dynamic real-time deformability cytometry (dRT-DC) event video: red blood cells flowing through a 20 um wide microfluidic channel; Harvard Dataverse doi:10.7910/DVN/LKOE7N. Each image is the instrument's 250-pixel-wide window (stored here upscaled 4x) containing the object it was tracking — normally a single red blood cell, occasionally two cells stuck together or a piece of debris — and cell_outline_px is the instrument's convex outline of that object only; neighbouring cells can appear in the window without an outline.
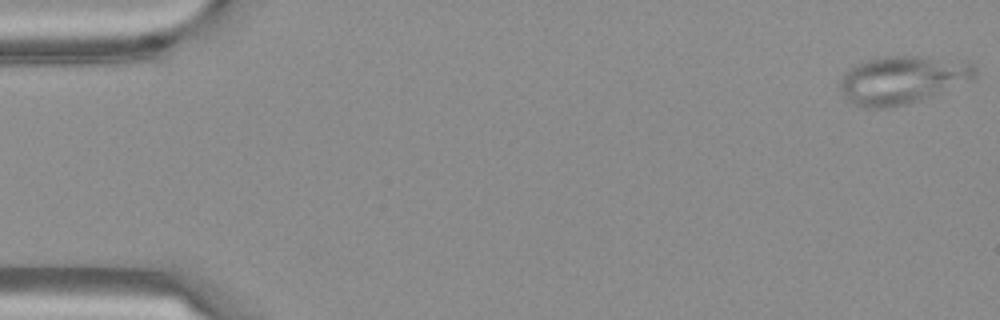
{"species": "Egyptian fruit bat (a non-hibernating species)", "species_latin": "Rousettus aegyptiacus", "temperature_condition": "warm", "stored_images_in_passage": 53, "camera_frame_rate_fps": 3000, "um_per_image_px": 0.085, "frame": {"image": 1, "passage_image": 1, "time_ms": 0.0, "image_size_px": [1000, 320], "cell_outline_px": [[976, 76], [972, 80], [932, 96], [908, 104], [888, 108], [864, 108], [848, 100], [844, 96], [840, 88], [840, 80], [844, 72], [848, 68], [856, 64], [868, 60], [884, 56], [916, 56], [968, 60], [976, 68]], "centroid_in_image_um": [76.72, 6.78], "position_along_channel_um": 8.3, "area_um2": 38.03}}
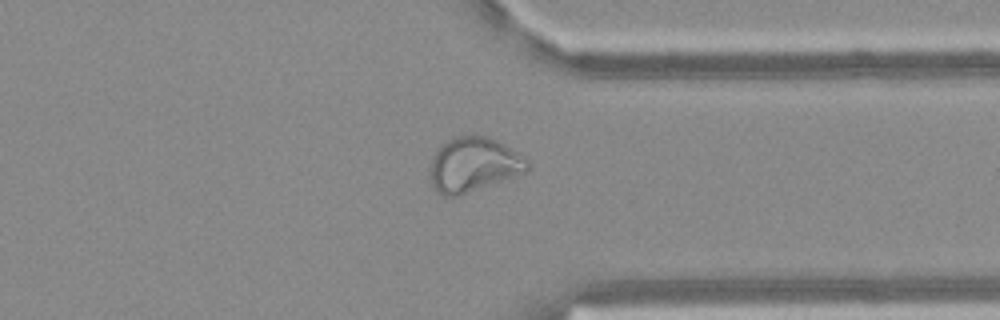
{"frame": {"image": 2, "passage_image": 41, "time_ms": 13.333, "image_size_px": [1000, 320], "cell_outline_px": [[528, 168], [524, 172], [460, 196], [444, 196], [436, 192], [432, 184], [432, 160], [436, 148], [440, 144], [456, 136], [488, 136], [504, 144], [524, 156], [528, 160]], "centroid_in_image_um": [40.24, 13.99], "position_along_channel_um": 371.2, "area_um2": 30.58}}
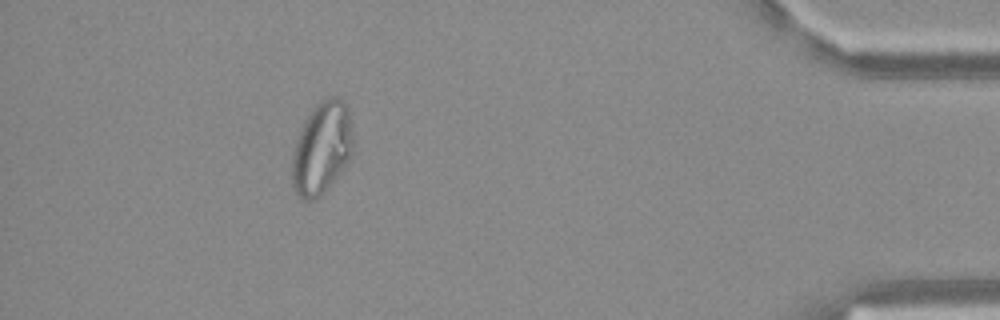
{"frame": {"image": 3, "passage_image": 48, "time_ms": 15.667, "image_size_px": [1000, 320], "cell_outline_px": [[352, 152], [348, 160], [320, 196], [312, 200], [304, 200], [292, 188], [292, 156], [296, 140], [304, 120], [312, 108], [320, 100], [328, 96], [336, 96], [344, 100], [348, 104], [352, 132]], "centroid_in_image_um": [27.34, 12.52], "position_along_channel_um": 407.9, "area_um2": 32.71}}